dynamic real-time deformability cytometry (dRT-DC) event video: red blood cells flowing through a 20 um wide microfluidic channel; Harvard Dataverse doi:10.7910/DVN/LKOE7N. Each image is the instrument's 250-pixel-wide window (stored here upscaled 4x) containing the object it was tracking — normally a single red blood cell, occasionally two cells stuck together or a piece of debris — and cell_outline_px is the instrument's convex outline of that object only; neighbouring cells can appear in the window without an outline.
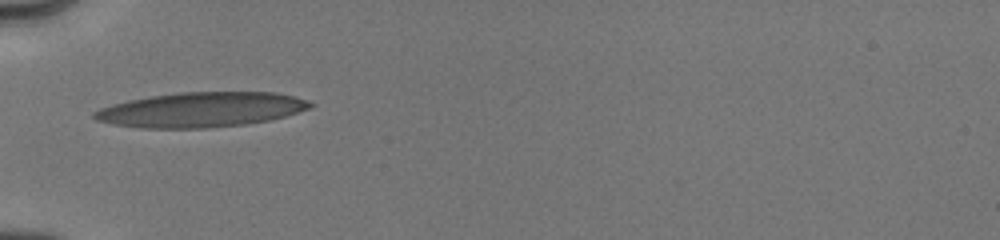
{"species": "human", "species_latin": "Homo sapiens", "temperature_condition": "cold", "stored_images_in_passage": 10, "camera_frame_rate_fps": 3000, "um_per_image_px": 0.085, "donor": {"sex": "male"}, "frame": {"image": 1, "passage_image": 1, "time_ms": 0.0, "image_size_px": [1000, 240], "cell_outline_px": [[316, 104], [308, 108], [284, 116], [268, 120], [244, 124], [204, 128], [140, 128], [112, 124], [96, 120], [92, 116], [92, 112], [100, 108], [112, 104], [128, 100], [152, 96], [180, 92], [276, 92], [296, 96], [308, 100]], "centroid_in_image_um": [17.07, 9.32], "position_along_channel_um": 67.9, "area_um2": 43.81}}
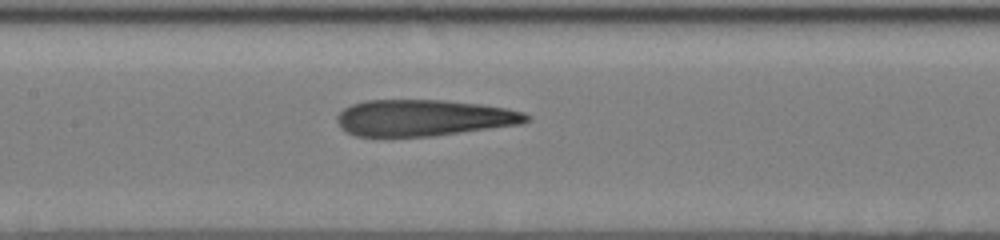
{"frame": {"image": 2, "passage_image": 7, "time_ms": 2.667, "image_size_px": [1000, 240], "cell_outline_px": [[532, 120], [520, 124], [432, 136], [356, 136], [340, 128], [336, 120], [336, 116], [344, 108], [352, 104], [364, 100], [444, 100], [480, 104], [508, 108], [524, 112], [532, 116]], "centroid_in_image_um": [36.03, 10.01], "position_along_channel_um": 171.4, "area_um2": 40.23}}
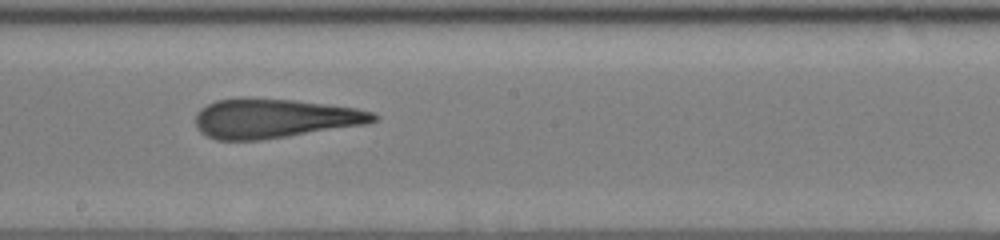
{"frame": {"image": 3, "passage_image": 9, "time_ms": 4.0, "image_size_px": [1000, 240], "cell_outline_px": [[380, 116], [376, 120], [368, 124], [288, 136], [260, 140], [216, 140], [200, 132], [196, 128], [196, 112], [200, 108], [216, 100], [240, 96], [244, 96], [292, 100], [356, 108], [372, 112]], "centroid_in_image_um": [23.28, 10.05], "position_along_channel_um": 224.9, "area_um2": 41.15}}